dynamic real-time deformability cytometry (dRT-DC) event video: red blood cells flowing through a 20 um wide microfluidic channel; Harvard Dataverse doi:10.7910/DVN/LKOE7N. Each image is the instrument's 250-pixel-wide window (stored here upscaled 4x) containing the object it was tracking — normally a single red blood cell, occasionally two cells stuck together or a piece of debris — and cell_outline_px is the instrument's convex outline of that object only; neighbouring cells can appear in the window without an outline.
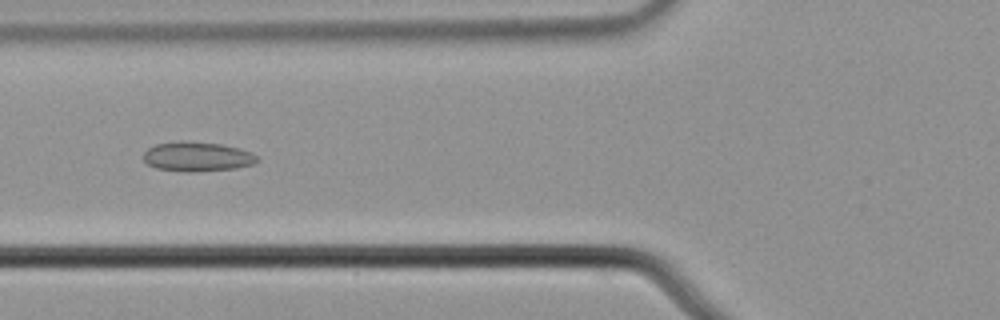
{"species": "common noctule bat (a hibernating species)", "species_latin": "Nyctalus noctula", "temperature_condition": "cold", "stored_images_in_passage": 7, "camera_frame_rate_fps": 3000, "um_per_image_px": 0.085, "animal": {"sex": "male", "body_mass_g": 21.5, "forearm_length_mm": 52.0}, "frame": {"image": 1, "passage_image": 6, "time_ms": 1.667, "image_size_px": [1000, 320], "cell_outline_px": [[260, 160], [256, 164], [236, 168], [192, 172], [184, 172], [156, 168], [148, 164], [144, 160], [144, 152], [148, 148], [156, 144], [180, 140], [184, 140], [224, 144], [240, 148], [252, 152]], "centroid_in_image_um": [16.8, 13.3], "position_along_channel_um": 109.0, "area_um2": 19.94}}
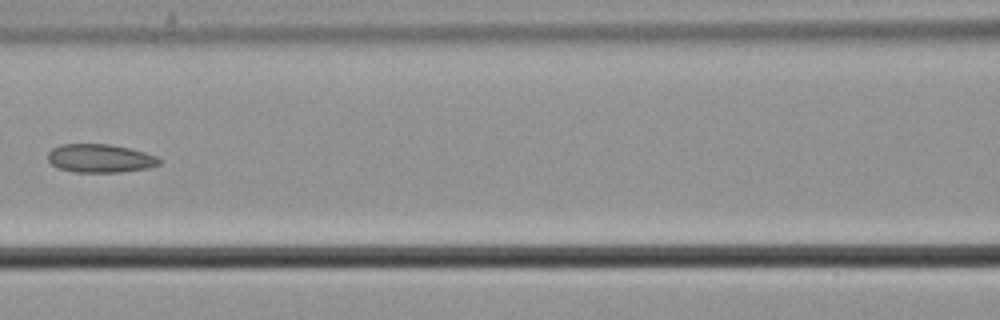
{"frame": {"image": 2, "passage_image": 7, "time_ms": 2.0, "image_size_px": [1000, 320], "cell_outline_px": [[160, 164], [148, 168], [120, 172], [72, 172], [56, 168], [48, 160], [48, 152], [52, 148], [60, 144], [112, 144], [144, 152], [156, 156], [160, 160]], "centroid_in_image_um": [8.47, 13.46], "position_along_channel_um": 158.1, "area_um2": 18.55}}